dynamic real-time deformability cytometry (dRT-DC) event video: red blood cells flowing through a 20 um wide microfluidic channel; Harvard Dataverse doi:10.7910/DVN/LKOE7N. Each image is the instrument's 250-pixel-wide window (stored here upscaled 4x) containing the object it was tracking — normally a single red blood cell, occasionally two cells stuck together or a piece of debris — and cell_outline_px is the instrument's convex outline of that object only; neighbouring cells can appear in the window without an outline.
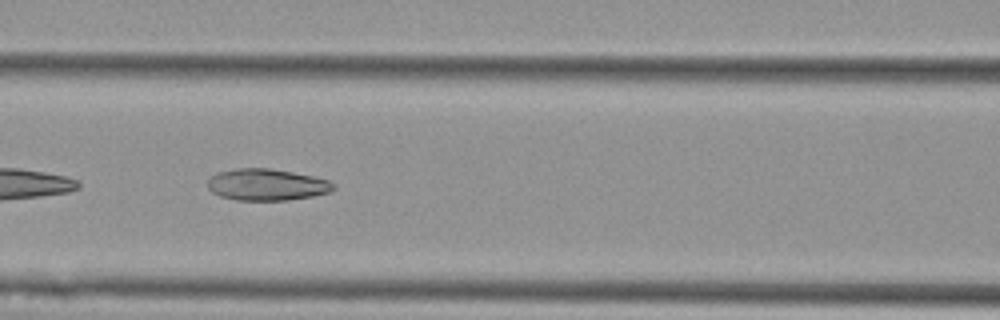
{"species": "Egyptian fruit bat (a non-hibernating species)", "species_latin": "Rousettus aegyptiacus", "temperature_condition": "cold", "stored_images_in_passage": 12, "camera_frame_rate_fps": 3000, "um_per_image_px": 0.085, "animal": {"sex": "female"}, "frame": {"image": 1, "passage_image": 9, "time_ms": 2.667, "image_size_px": [1000, 320], "cell_outline_px": [[336, 188], [332, 192], [312, 196], [288, 200], [236, 200], [220, 196], [212, 192], [208, 188], [208, 180], [216, 172], [236, 168], [272, 168], [312, 176], [328, 180], [336, 184]], "centroid_in_image_um": [22.69, 15.69], "position_along_channel_um": 143.9, "area_um2": 23.35}}